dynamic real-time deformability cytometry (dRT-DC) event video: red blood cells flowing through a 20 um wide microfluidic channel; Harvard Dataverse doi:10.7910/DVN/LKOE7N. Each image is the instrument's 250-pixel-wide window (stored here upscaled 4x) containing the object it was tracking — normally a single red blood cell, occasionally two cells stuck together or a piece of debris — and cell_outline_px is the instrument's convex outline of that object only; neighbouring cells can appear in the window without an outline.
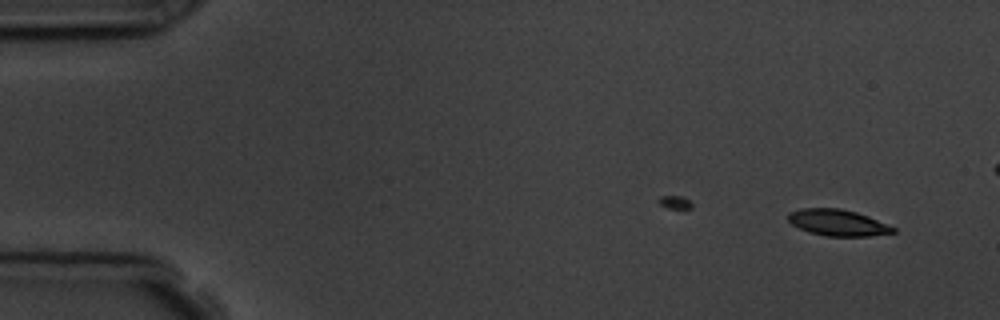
{"species": "common noctule bat (a hibernating species)", "species_latin": "Nyctalus noctula", "temperature_condition": "room temperature", "stored_images_in_passage": 6, "camera_frame_rate_fps": 3000, "um_per_image_px": 0.085, "animal": {"sex": "male", "body_mass_g": 19.5, "forearm_length_mm": 54.6}, "frame": {"image": 1, "passage_image": 1, "time_ms": 0.0, "image_size_px": [1000, 320], "cell_outline_px": [[896, 232], [868, 236], [828, 236], [808, 232], [792, 224], [788, 220], [788, 212], [800, 208], [840, 208], [856, 212], [868, 216], [896, 228]], "centroid_in_image_um": [71.19, 18.92], "position_along_channel_um": 13.8, "area_um2": 16.07}}